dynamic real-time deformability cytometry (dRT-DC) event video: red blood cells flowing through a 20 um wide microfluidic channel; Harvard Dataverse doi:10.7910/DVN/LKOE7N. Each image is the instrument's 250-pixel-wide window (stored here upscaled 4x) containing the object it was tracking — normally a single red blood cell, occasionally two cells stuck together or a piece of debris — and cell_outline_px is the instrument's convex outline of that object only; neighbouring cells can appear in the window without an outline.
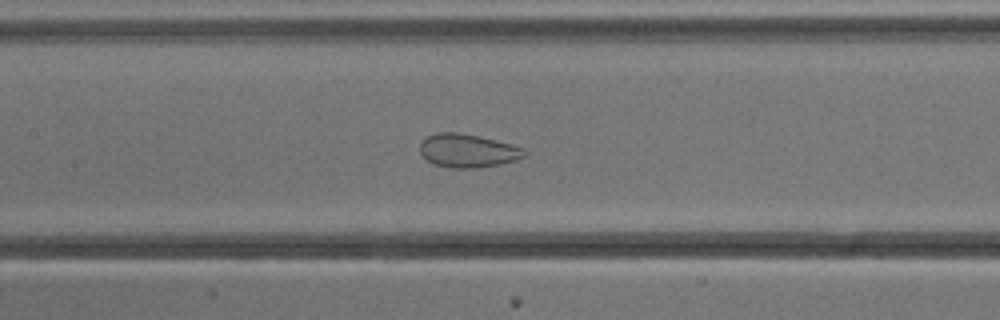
{"species": "common noctule bat (a hibernating species)", "species_latin": "Nyctalus noctula", "temperature_condition": "cold", "stored_images_in_passage": 37, "camera_frame_rate_fps": 3000, "um_per_image_px": 0.085, "animal": {"sex": "male", "body_mass_g": 13.3}, "frame": {"image": 1, "passage_image": 8, "time_ms": 2.333, "image_size_px": [1000, 320], "cell_outline_px": [[528, 152], [524, 156], [516, 160], [500, 164], [480, 168], [452, 168], [432, 164], [420, 152], [420, 144], [428, 136], [436, 132], [456, 132], [480, 136], [512, 144], [524, 148]], "centroid_in_image_um": [39.78, 12.81], "position_along_channel_um": 167.6, "area_um2": 20.46}}
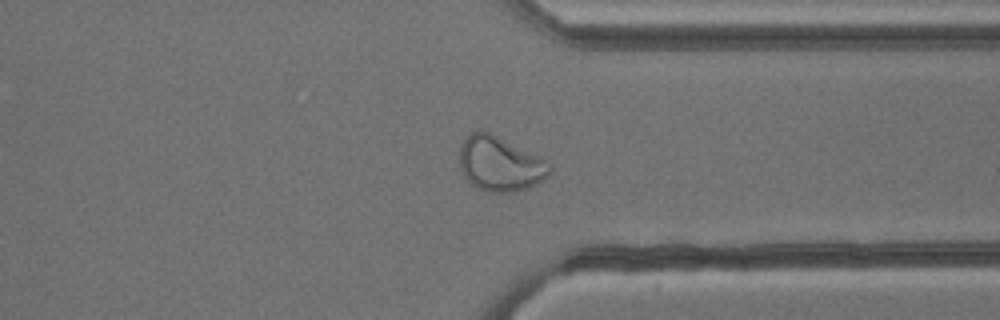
{"frame": {"image": 2, "passage_image": 24, "time_ms": 7.667, "image_size_px": [1000, 320], "cell_outline_px": [[552, 172], [544, 180], [528, 188], [512, 192], [488, 192], [476, 188], [464, 176], [460, 164], [460, 148], [464, 140], [472, 132], [480, 128], [540, 156], [552, 168]], "centroid_in_image_um": [42.51, 13.93], "position_along_channel_um": 368.9, "area_um2": 28.73}}
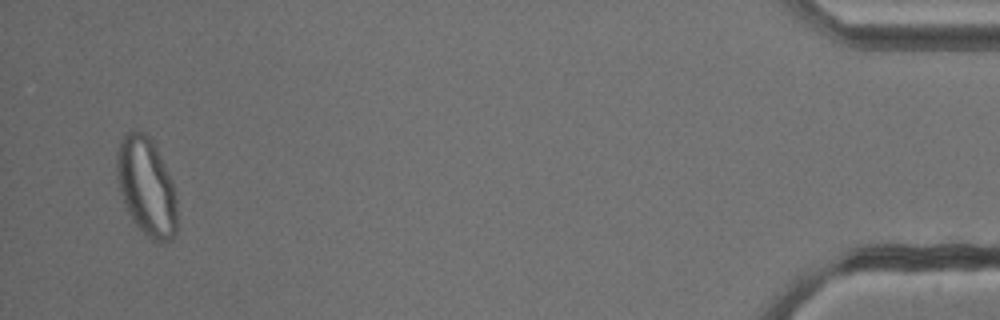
{"frame": {"image": 3, "passage_image": 35, "time_ms": 11.333, "image_size_px": [1000, 320], "cell_outline_px": [[176, 232], [172, 240], [160, 244], [156, 244], [136, 224], [128, 212], [120, 192], [116, 176], [116, 152], [120, 140], [132, 128], [148, 136], [156, 144], [172, 180], [176, 200]], "centroid_in_image_um": [12.45, 15.85], "position_along_channel_um": 422.8, "area_um2": 34.85}}